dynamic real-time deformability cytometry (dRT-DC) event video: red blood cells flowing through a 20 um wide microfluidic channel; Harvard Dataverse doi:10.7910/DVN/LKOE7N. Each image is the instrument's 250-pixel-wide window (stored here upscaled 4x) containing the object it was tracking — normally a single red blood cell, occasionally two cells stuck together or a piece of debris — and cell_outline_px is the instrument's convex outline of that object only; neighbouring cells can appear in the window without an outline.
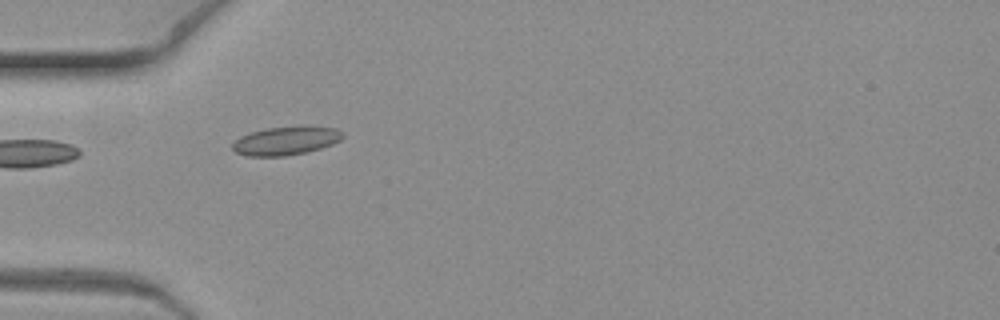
{"species": "common noctule bat (a hibernating species)", "species_latin": "Nyctalus noctula", "temperature_condition": "warm", "stored_images_in_passage": 5, "camera_frame_rate_fps": 3000, "um_per_image_px": 0.085, "animal": {"sex": "female", "body_mass_g": 19.3, "forearm_length_mm": 54.1}, "frame": {"image": 1, "passage_image": 1, "time_ms": 0.0, "image_size_px": [1000, 320], "cell_outline_px": [[344, 136], [340, 140], [332, 144], [308, 152], [284, 156], [244, 156], [236, 152], [232, 148], [232, 144], [240, 136], [248, 132], [264, 128], [300, 124], [308, 124], [336, 128], [344, 132]], "centroid_in_image_um": [24.33, 11.92], "position_along_channel_um": 60.7, "area_um2": 19.07}}
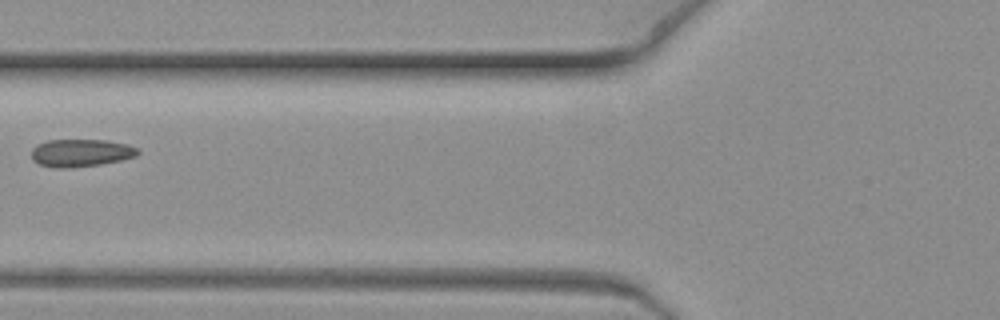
{"frame": {"image": 2, "passage_image": 3, "time_ms": 0.667, "image_size_px": [1000, 320], "cell_outline_px": [[140, 152], [136, 156], [120, 160], [100, 164], [68, 168], [56, 168], [40, 164], [32, 160], [32, 148], [36, 144], [48, 140], [104, 140], [128, 144], [136, 148]], "centroid_in_image_um": [6.85, 12.99], "position_along_channel_um": 119.0, "area_um2": 17.05}}
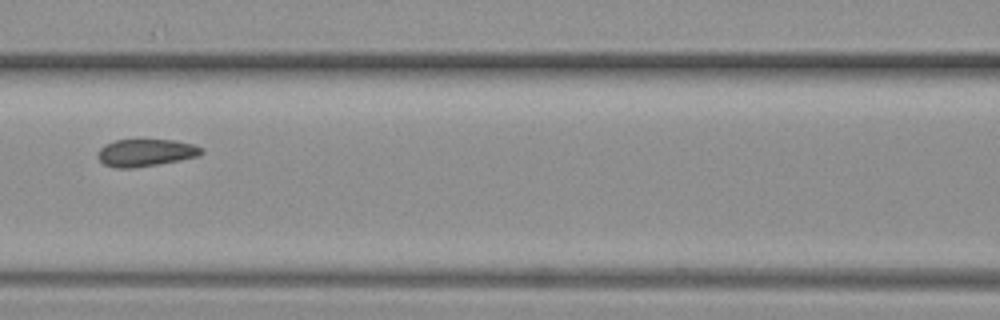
{"frame": {"image": 3, "passage_image": 4, "time_ms": 1.0, "image_size_px": [1000, 320], "cell_outline_px": [[204, 152], [200, 156], [180, 160], [132, 168], [116, 168], [104, 164], [96, 156], [96, 152], [104, 144], [116, 140], [176, 140], [192, 144], [204, 148]], "centroid_in_image_um": [12.38, 12.97], "position_along_channel_um": 154.2, "area_um2": 16.59}}